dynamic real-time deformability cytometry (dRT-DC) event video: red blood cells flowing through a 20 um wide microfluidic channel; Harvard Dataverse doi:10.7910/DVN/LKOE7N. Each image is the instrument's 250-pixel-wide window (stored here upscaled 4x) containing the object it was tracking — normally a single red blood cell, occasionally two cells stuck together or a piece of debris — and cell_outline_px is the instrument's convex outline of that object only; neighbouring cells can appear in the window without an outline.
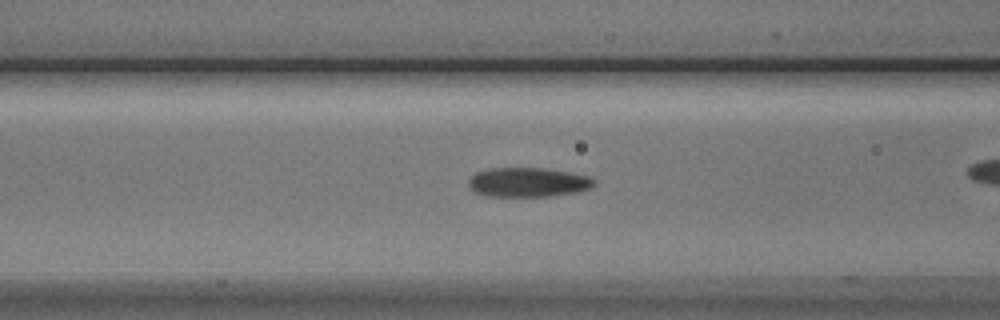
{"species": "Egyptian fruit bat (a non-hibernating species)", "species_latin": "Rousettus aegyptiacus", "temperature_condition": "cold", "stored_images_in_passage": 27, "camera_frame_rate_fps": 3000, "um_per_image_px": 0.085, "animal": {"sex": "male"}, "frame": {"image": 1, "passage_image": 5, "time_ms": 1.333, "image_size_px": [1000, 320], "cell_outline_px": [[596, 184], [588, 188], [576, 192], [548, 196], [484, 196], [476, 192], [468, 184], [468, 180], [476, 172], [492, 168], [544, 168], [568, 172], [588, 176], [596, 180]], "centroid_in_image_um": [44.87, 15.49], "position_along_channel_um": 121.7, "area_um2": 21.33}}
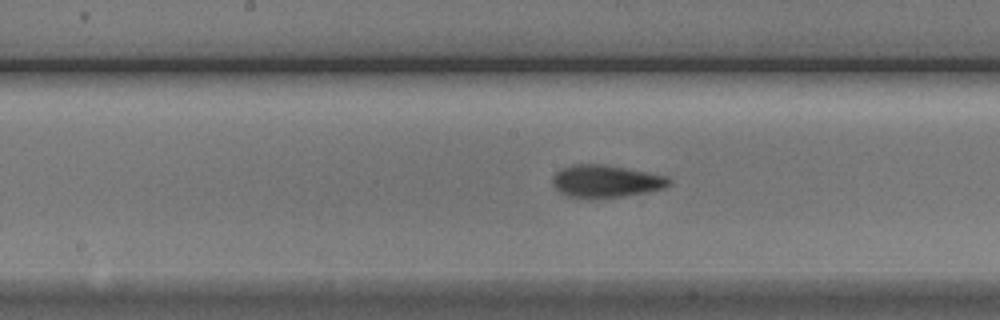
{"frame": {"image": 2, "passage_image": 11, "time_ms": 3.333, "image_size_px": [1000, 320], "cell_outline_px": [[672, 184], [664, 188], [648, 192], [628, 196], [588, 200], [580, 200], [568, 196], [560, 192], [552, 184], [552, 176], [560, 168], [572, 164], [604, 164], [668, 176], [672, 180]], "centroid_in_image_um": [51.48, 15.43], "position_along_channel_um": 196.7, "area_um2": 22.77}}
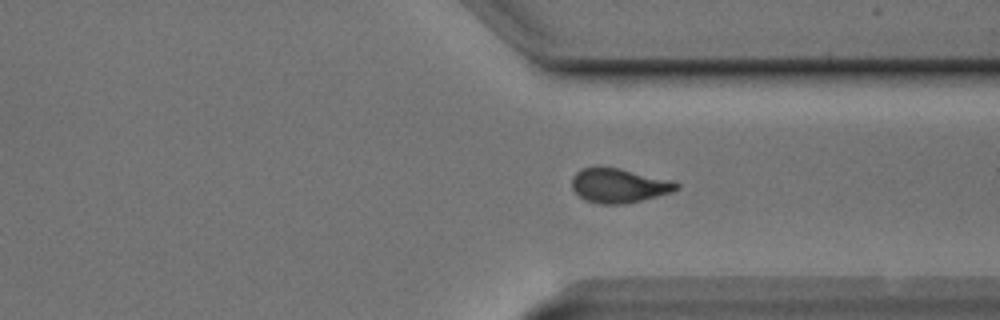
{"frame": {"image": 3, "passage_image": 24, "time_ms": 7.667, "image_size_px": [1000, 320], "cell_outline_px": [[680, 188], [672, 192], [624, 204], [600, 204], [584, 200], [572, 188], [572, 176], [576, 172], [584, 168], [596, 164], [620, 168], [672, 180], [680, 184]], "centroid_in_image_um": [52.59, 15.74], "position_along_channel_um": 358.8, "area_um2": 21.27}}